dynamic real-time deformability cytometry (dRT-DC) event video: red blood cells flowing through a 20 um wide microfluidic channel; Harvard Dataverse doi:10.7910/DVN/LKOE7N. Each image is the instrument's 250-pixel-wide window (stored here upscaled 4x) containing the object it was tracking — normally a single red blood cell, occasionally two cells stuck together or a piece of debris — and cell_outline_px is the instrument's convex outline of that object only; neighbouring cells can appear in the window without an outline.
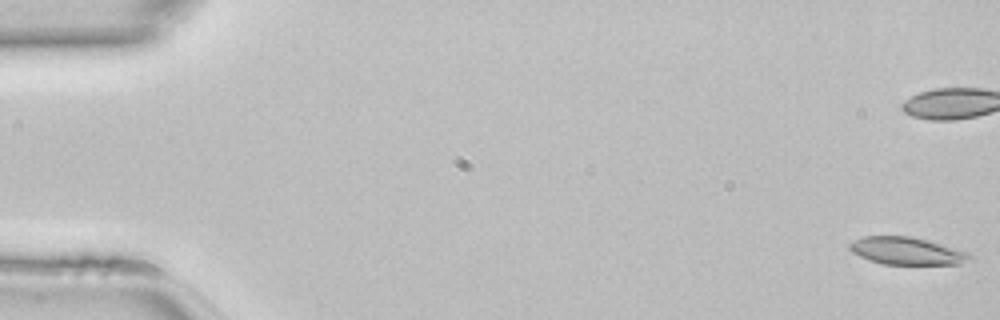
{"species": "common noctule bat (a hibernating species)", "species_latin": "Nyctalus noctula", "temperature_condition": "room temperature", "stored_images_in_passage": 49, "camera_frame_rate_fps": 3000, "um_per_image_px": 0.085, "animal": {"sex": "female", "body_mass_g": 22.7, "forearm_length_mm": 54.2}, "frame": {"image": 1, "passage_image": 1, "time_ms": 0.0, "image_size_px": [1000, 320], "cell_outline_px": [[972, 260], [960, 264], [884, 264], [868, 260], [852, 252], [848, 248], [848, 244], [852, 240], [864, 236], [908, 236], [928, 240], [968, 252], [972, 256]], "centroid_in_image_um": [77.06, 21.33], "position_along_channel_um": 7.9, "area_um2": 19.31}}
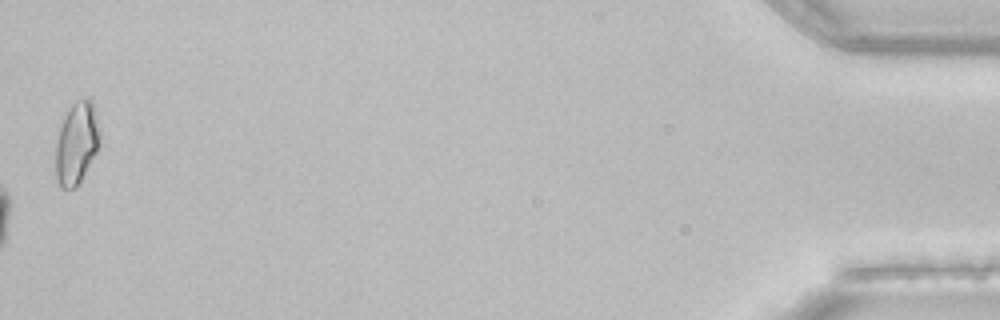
{"frame": {"image": 2, "passage_image": 49, "time_ms": 16.0, "image_size_px": [1000, 320], "cell_outline_px": [[100, 144], [96, 152], [76, 188], [60, 188], [56, 176], [56, 140], [64, 116], [68, 108], [76, 100], [92, 100], [100, 132]], "centroid_in_image_um": [6.5, 12.17], "position_along_channel_um": 428.7, "area_um2": 20.92}}